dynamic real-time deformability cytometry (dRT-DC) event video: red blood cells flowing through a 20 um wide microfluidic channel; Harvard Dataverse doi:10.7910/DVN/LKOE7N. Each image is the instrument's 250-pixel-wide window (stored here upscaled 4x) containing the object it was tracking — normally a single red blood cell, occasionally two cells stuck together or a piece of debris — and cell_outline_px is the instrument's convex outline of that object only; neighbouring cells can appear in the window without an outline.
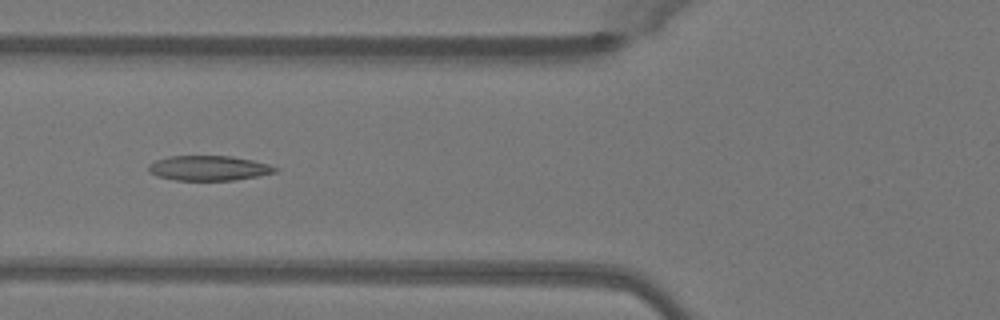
{"species": "Egyptian fruit bat (a non-hibernating species)", "species_latin": "Rousettus aegyptiacus", "temperature_condition": "warm", "stored_images_in_passage": 50, "camera_frame_rate_fps": 3000, "um_per_image_px": 0.085, "animal": {"sex": "female"}, "frame": {"image": 1, "passage_image": 19, "time_ms": 6.0, "image_size_px": [1000, 320], "cell_outline_px": [[280, 168], [276, 172], [236, 180], [176, 180], [156, 176], [148, 172], [148, 164], [156, 160], [168, 156], [232, 156], [252, 160], [268, 164]], "centroid_in_image_um": [17.72, 14.29], "position_along_channel_um": 108.1, "area_um2": 18.44}}
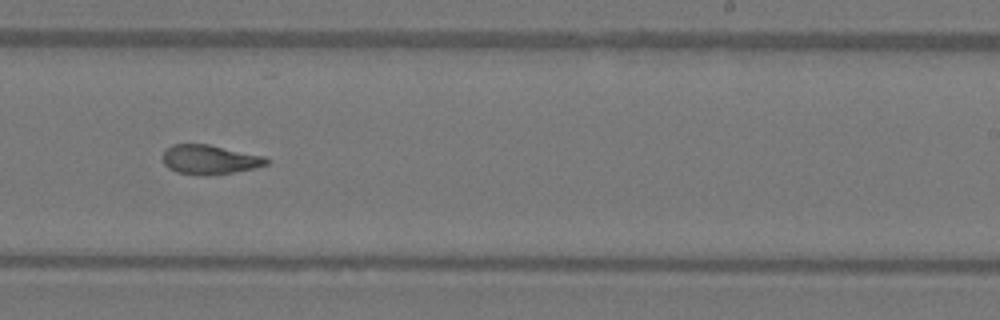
{"frame": {"image": 2, "passage_image": 31, "time_ms": 10.0, "image_size_px": [1000, 320], "cell_outline_px": [[272, 160], [268, 164], [252, 168], [232, 172], [204, 176], [176, 172], [168, 168], [164, 164], [164, 152], [172, 144], [208, 144], [264, 156]], "centroid_in_image_um": [17.83, 13.56], "position_along_channel_um": 271.2, "area_um2": 17.63}}
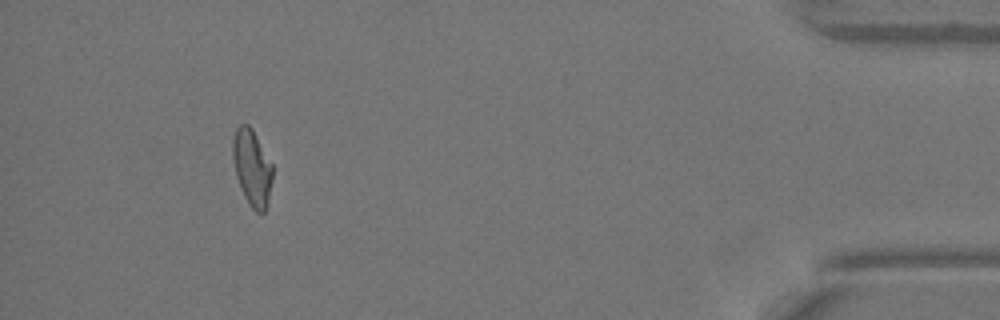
{"frame": {"image": 3, "passage_image": 46, "time_ms": 15.0, "image_size_px": [1000, 320], "cell_outline_px": [[272, 180], [268, 200], [264, 212], [256, 212], [248, 204], [240, 188], [236, 176], [232, 156], [232, 140], [236, 128], [240, 124], [248, 124], [252, 128], [272, 164]], "centroid_in_image_um": [21.4, 14.24], "position_along_channel_um": 413.8, "area_um2": 17.69}, "authors_computed_cell_mechanics": {"area_um2": 18.2937, "velocity_mm_per_s": 4.0821, "shape_relaxation_time_tau1_ms": null, "shape_relaxation_time_tau2_ms": 2.1813, "deformation_change_tau1": null, "deformation_change_tau2": 0.0965}}